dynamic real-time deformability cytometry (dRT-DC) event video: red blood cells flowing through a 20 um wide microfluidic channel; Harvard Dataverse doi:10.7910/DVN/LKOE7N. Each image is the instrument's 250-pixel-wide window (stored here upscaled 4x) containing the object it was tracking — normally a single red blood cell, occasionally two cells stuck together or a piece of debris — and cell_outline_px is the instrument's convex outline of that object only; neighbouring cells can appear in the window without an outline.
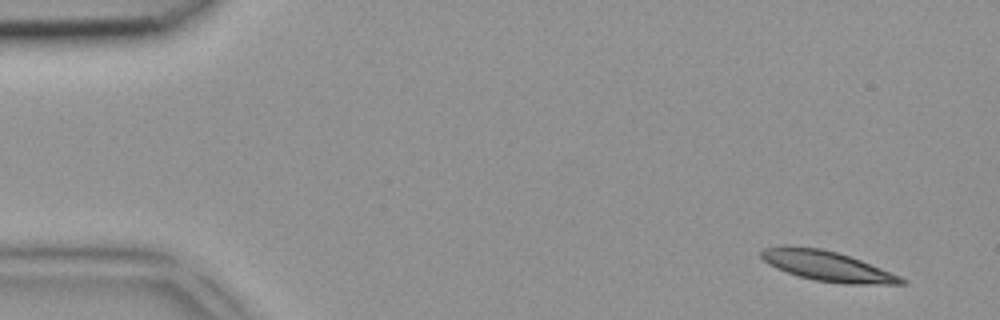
{"species": "common noctule bat (a hibernating species)", "species_latin": "Nyctalus noctula", "temperature_condition": "room temperature", "stored_images_in_passage": 3, "camera_frame_rate_fps": 3000, "um_per_image_px": 0.085, "animal": {"sex": "female", "body_mass_g": 18.4}, "frame": {"image": 1, "passage_image": 1, "time_ms": 0.0, "image_size_px": [1000, 320], "cell_outline_px": [[908, 284], [844, 284], [812, 280], [776, 268], [768, 264], [760, 256], [760, 252], [764, 248], [784, 244], [788, 244], [820, 248], [836, 252], [860, 260], [900, 276], [908, 280]], "centroid_in_image_um": [70.28, 22.6], "position_along_channel_um": 14.7, "area_um2": 24.68}}